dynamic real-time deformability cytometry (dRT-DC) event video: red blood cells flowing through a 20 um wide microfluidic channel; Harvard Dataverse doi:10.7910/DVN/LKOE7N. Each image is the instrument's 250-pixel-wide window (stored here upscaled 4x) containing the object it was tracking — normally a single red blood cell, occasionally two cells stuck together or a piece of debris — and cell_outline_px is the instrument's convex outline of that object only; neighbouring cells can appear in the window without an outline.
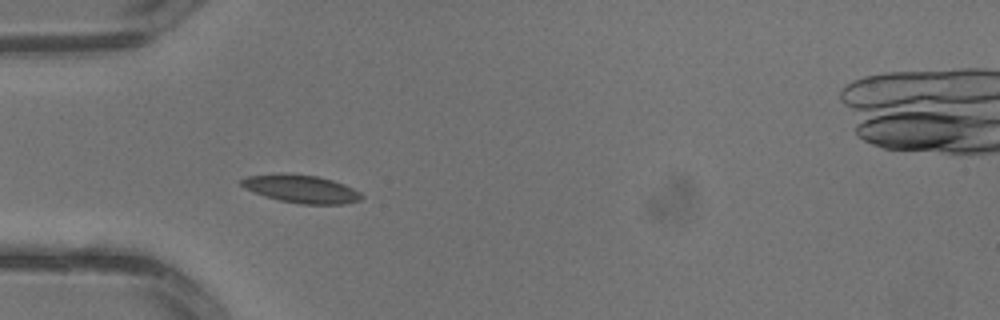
{"species": "common noctule bat (a hibernating species)", "species_latin": "Nyctalus noctula", "temperature_condition": "warm", "stored_images_in_passage": 4, "camera_frame_rate_fps": 3000, "um_per_image_px": 0.085, "animal": {"sex": "male", "body_mass_g": 13.3}, "frame": {"image": 1, "passage_image": 3, "time_ms": 0.667, "image_size_px": [1000, 320], "cell_outline_px": [[364, 196], [360, 200], [344, 204], [300, 204], [280, 200], [264, 196], [244, 188], [240, 184], [240, 180], [248, 176], [280, 172], [316, 176], [332, 180], [344, 184], [360, 192]], "centroid_in_image_um": [25.58, 16.05], "position_along_channel_um": 59.4, "area_um2": 19.65}}